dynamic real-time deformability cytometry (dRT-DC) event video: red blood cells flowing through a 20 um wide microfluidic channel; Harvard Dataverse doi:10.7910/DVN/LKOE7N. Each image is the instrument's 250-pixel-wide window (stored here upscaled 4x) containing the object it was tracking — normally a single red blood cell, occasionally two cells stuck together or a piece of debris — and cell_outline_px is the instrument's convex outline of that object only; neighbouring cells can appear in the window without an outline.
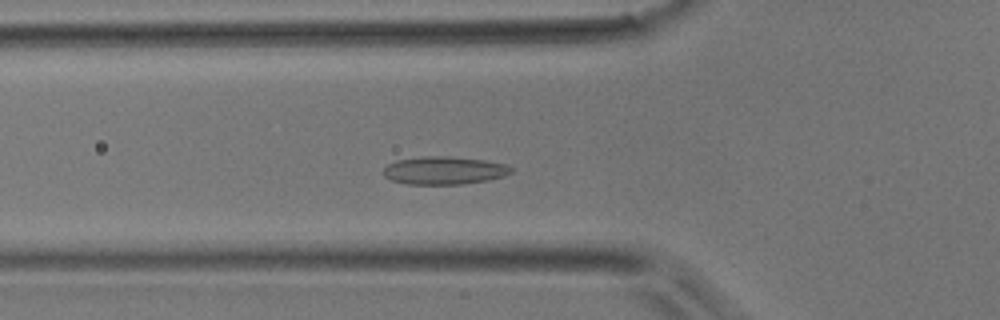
{"species": "common noctule bat (a hibernating species)", "species_latin": "Nyctalus noctula", "temperature_condition": "room temperature", "stored_images_in_passage": 35, "camera_frame_rate_fps": 3000, "um_per_image_px": 0.085, "animal": {"sex": "male", "body_mass_g": 17.9}, "frame": {"image": 1, "passage_image": 6, "time_ms": 1.667, "image_size_px": [1000, 320], "cell_outline_px": [[512, 172], [504, 176], [488, 180], [464, 184], [408, 184], [392, 180], [384, 176], [384, 168], [388, 164], [396, 160], [424, 156], [448, 156], [484, 160], [504, 164], [512, 168]], "centroid_in_image_um": [37.75, 14.49], "position_along_channel_um": 88.1, "area_um2": 20.69}}
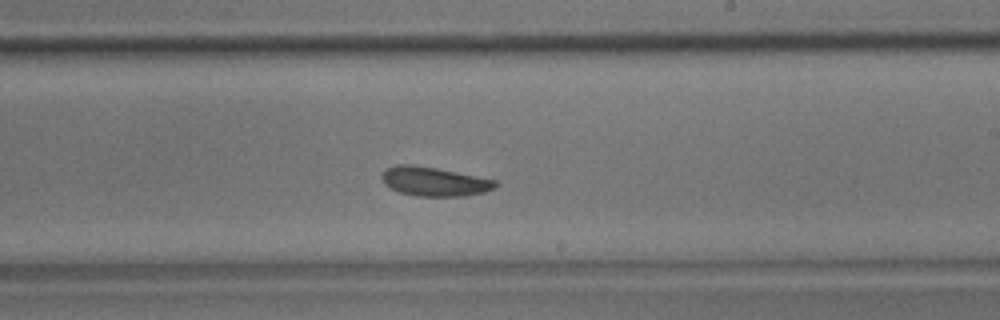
{"frame": {"image": 2, "passage_image": 17, "time_ms": 5.333, "image_size_px": [1000, 320], "cell_outline_px": [[496, 188], [484, 192], [468, 196], [416, 196], [400, 192], [384, 184], [380, 176], [388, 168], [400, 164], [412, 164], [436, 168], [496, 180]], "centroid_in_image_um": [36.92, 15.43], "position_along_channel_um": 252.1, "area_um2": 19.13}}
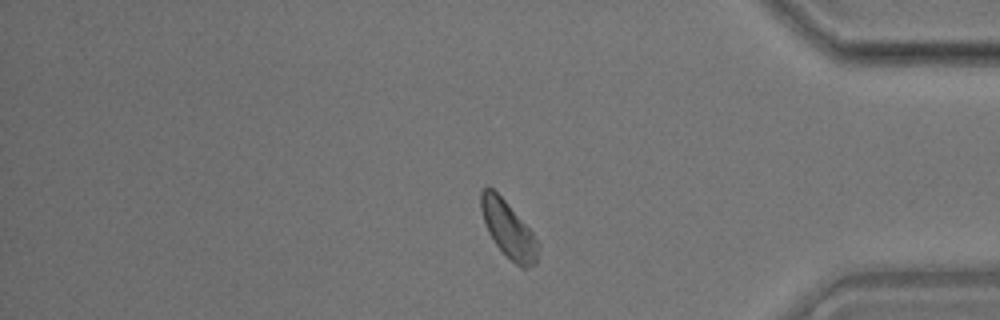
{"frame": {"image": 3, "passage_image": 28, "time_ms": 9.0, "image_size_px": [1000, 320], "cell_outline_px": [[540, 244], [536, 264], [528, 268], [520, 268], [496, 244], [488, 232], [480, 208], [480, 192], [488, 184], [504, 200], [532, 232]], "centroid_in_image_um": [43.22, 19.51], "position_along_channel_um": 392.0, "area_um2": 18.55}}